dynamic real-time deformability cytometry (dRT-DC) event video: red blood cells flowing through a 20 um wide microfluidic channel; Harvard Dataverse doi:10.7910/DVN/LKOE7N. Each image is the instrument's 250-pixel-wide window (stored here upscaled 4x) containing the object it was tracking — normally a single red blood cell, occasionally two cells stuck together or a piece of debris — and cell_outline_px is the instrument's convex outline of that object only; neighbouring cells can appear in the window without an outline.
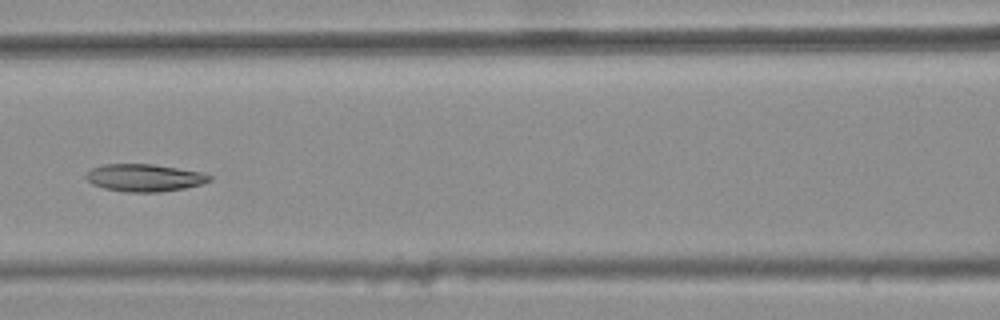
{"species": "common noctule bat (a hibernating species)", "species_latin": "Nyctalus noctula", "temperature_condition": "warm", "stored_images_in_passage": 8, "camera_frame_rate_fps": 3000, "um_per_image_px": 0.085, "animal": {"sex": "female", "body_mass_g": 25.1}, "frame": {"image": 1, "passage_image": 5, "time_ms": 1.333, "image_size_px": [1000, 320], "cell_outline_px": [[212, 180], [204, 184], [184, 188], [160, 192], [128, 192], [104, 188], [92, 184], [84, 176], [92, 168], [104, 164], [152, 164], [200, 172], [212, 176]], "centroid_in_image_um": [12.29, 15.11], "position_along_channel_um": 154.3, "area_um2": 19.65}}
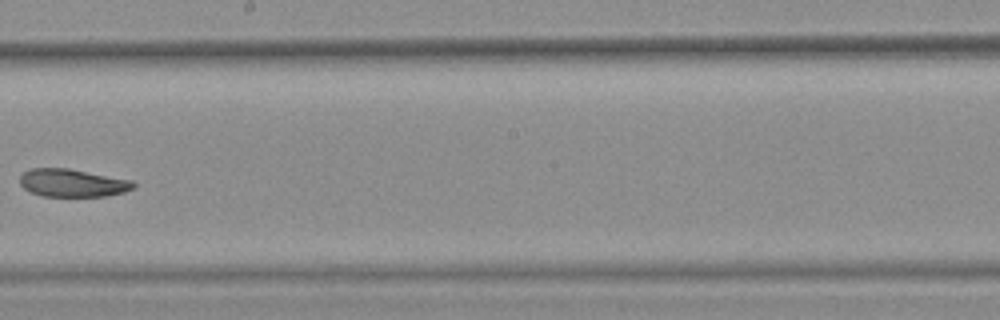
{"frame": {"image": 2, "passage_image": 7, "time_ms": 2.0, "image_size_px": [1000, 320], "cell_outline_px": [[136, 188], [124, 192], [104, 196], [40, 196], [24, 188], [20, 184], [20, 176], [24, 172], [32, 168], [68, 168], [132, 180], [136, 184]], "centroid_in_image_um": [6.18, 15.55], "position_along_channel_um": 242.0, "area_um2": 18.44}}
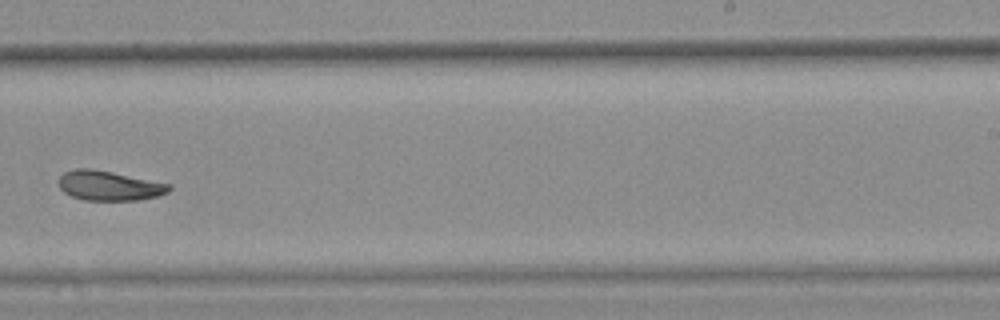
{"frame": {"image": 3, "passage_image": 8, "time_ms": 2.333, "image_size_px": [1000, 320], "cell_outline_px": [[172, 188], [168, 192], [160, 196], [136, 200], [84, 200], [72, 196], [64, 192], [60, 188], [56, 180], [64, 172], [76, 168], [88, 168], [112, 172], [172, 184]], "centroid_in_image_um": [9.28, 15.78], "position_along_channel_um": 279.7, "area_um2": 19.25}}